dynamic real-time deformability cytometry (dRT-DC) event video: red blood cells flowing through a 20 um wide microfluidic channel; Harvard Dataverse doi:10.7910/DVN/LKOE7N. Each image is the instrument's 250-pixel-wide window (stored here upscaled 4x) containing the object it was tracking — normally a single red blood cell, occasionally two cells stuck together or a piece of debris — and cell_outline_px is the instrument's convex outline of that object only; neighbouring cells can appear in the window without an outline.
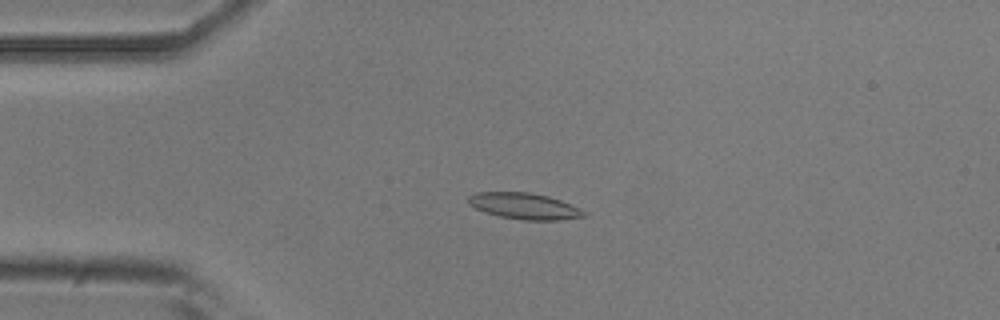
{"species": "common noctule bat (a hibernating species)", "species_latin": "Nyctalus noctula", "temperature_condition": "room temperature", "stored_images_in_passage": 53, "camera_frame_rate_fps": 3000, "um_per_image_px": 0.085, "animal": {"sex": "male", "body_mass_g": 20.5, "forearm_length_mm": 52.5}, "frame": {"image": 1, "passage_image": 12, "time_ms": 3.667, "image_size_px": [1000, 320], "cell_outline_px": [[588, 216], [560, 220], [524, 220], [500, 216], [484, 212], [468, 204], [468, 196], [476, 192], [532, 192], [548, 196], [560, 200], [580, 208], [588, 212]], "centroid_in_image_um": [44.6, 17.51], "position_along_channel_um": 40.4, "area_um2": 17.8}}
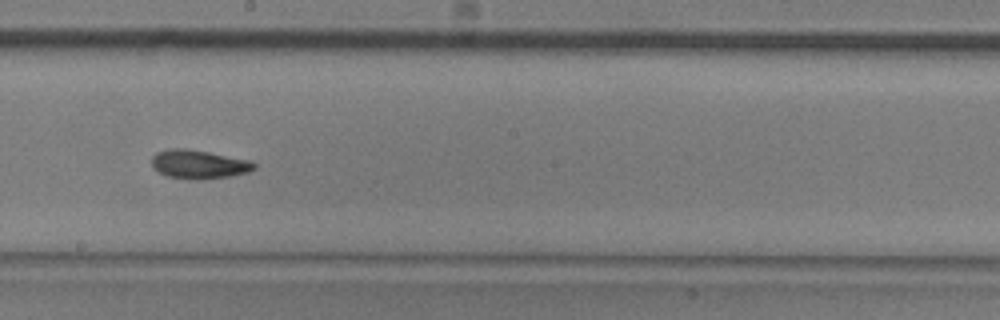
{"frame": {"image": 2, "passage_image": 29, "time_ms": 9.333, "image_size_px": [1000, 320], "cell_outline_px": [[256, 168], [248, 172], [232, 176], [196, 180], [168, 176], [152, 168], [152, 156], [156, 152], [172, 148], [184, 148], [208, 152], [252, 160], [256, 164]], "centroid_in_image_um": [16.92, 13.96], "position_along_channel_um": 231.3, "area_um2": 17.22}}
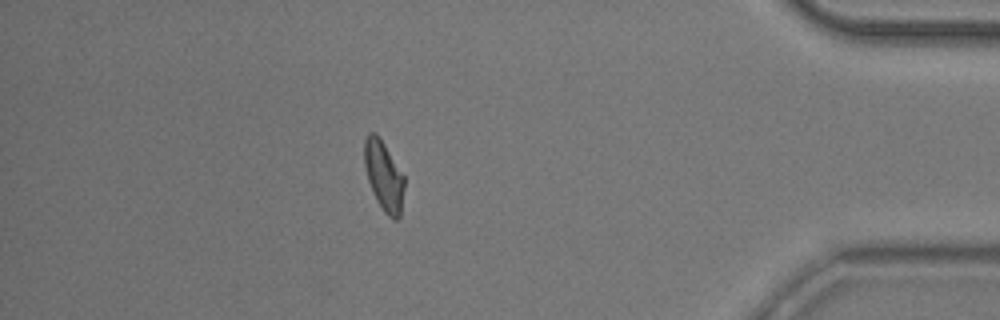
{"frame": {"image": 3, "passage_image": 46, "time_ms": 15.0, "image_size_px": [1000, 320], "cell_outline_px": [[404, 188], [400, 216], [396, 220], [392, 220], [384, 212], [376, 200], [368, 180], [364, 164], [364, 140], [368, 132], [376, 132], [384, 144], [404, 176]], "centroid_in_image_um": [32.61, 14.95], "position_along_channel_um": 402.6, "area_um2": 16.18}, "authors_computed_cell_mechanics": {"area_um2": 16.762, "velocity_mm_per_s": 3.7895, "shape_relaxation_time_tau1_ms": 5.011, "shape_relaxation_time_tau2_ms": 2.9517, "deformation_change_tau1": 0.1354, "deformation_change_tau2": 0.0757}}